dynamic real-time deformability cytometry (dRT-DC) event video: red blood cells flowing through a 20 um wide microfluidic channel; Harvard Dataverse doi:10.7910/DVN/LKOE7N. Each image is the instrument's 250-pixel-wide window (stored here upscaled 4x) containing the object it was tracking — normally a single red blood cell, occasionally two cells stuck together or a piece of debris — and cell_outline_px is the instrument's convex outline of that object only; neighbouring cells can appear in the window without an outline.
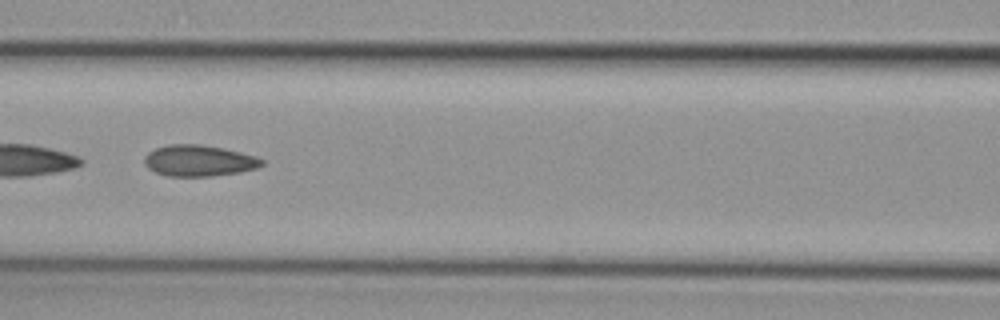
{"species": "common noctule bat (a hibernating species)", "species_latin": "Nyctalus noctula", "temperature_condition": "cold", "stored_images_in_passage": 52, "camera_frame_rate_fps": 3000, "um_per_image_px": 0.085, "animal": {"sex": "female", "body_mass_g": 29.2, "forearm_length_mm": 56.3}, "frame": {"image": 1, "passage_image": 23, "time_ms": 7.333, "image_size_px": [1000, 320], "cell_outline_px": [[264, 164], [256, 168], [240, 172], [212, 176], [164, 176], [148, 168], [144, 164], [144, 156], [148, 152], [156, 148], [168, 144], [200, 144], [224, 148], [256, 156], [264, 160]], "centroid_in_image_um": [16.89, 13.65], "position_along_channel_um": 149.7, "area_um2": 21.5}}
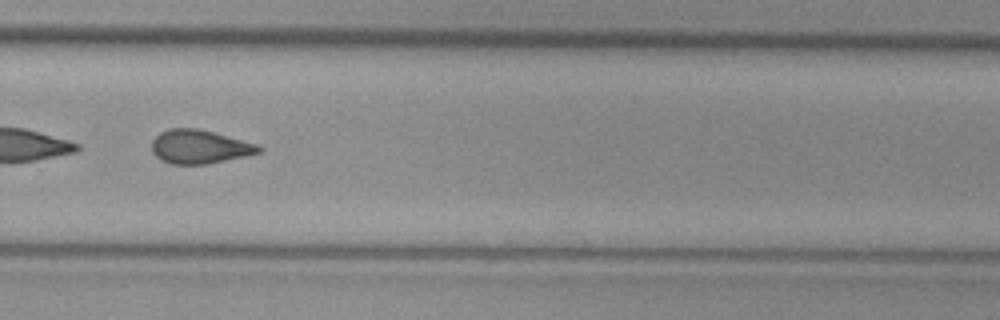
{"frame": {"image": 2, "passage_image": 36, "time_ms": 11.667, "image_size_px": [1000, 320], "cell_outline_px": [[264, 148], [260, 152], [244, 156], [204, 164], [172, 164], [160, 160], [152, 152], [152, 140], [160, 132], [168, 128], [196, 128], [212, 132], [256, 144]], "centroid_in_image_um": [16.91, 12.47], "position_along_channel_um": 312.9, "area_um2": 20.75}, "authors_computed_cell_mechanics": {"area_um2": 21.9062, "velocity_mm_per_s": 3.7759, "shape_relaxation_time_tau1_ms": null, "shape_relaxation_time_tau2_ms": 2.3785, "deformation_change_tau1": null, "deformation_change_tau2": 0.0996}}